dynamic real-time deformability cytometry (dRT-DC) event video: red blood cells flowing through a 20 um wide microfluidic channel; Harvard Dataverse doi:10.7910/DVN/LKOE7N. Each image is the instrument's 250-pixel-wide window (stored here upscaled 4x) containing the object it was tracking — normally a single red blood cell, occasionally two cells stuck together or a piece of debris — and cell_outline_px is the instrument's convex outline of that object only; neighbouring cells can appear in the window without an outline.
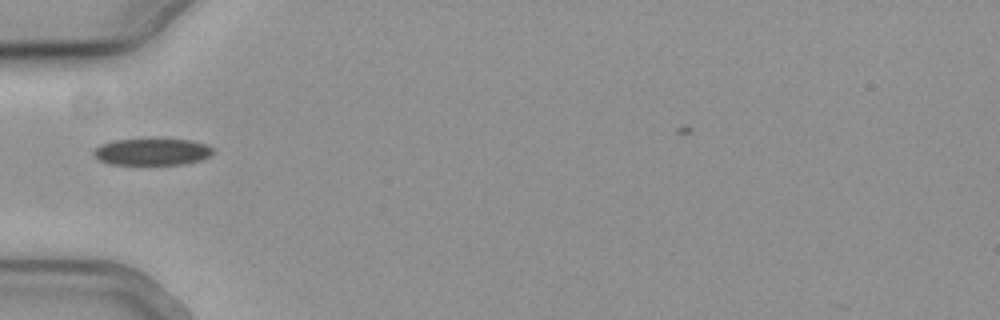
{"species": "common noctule bat (a hibernating species)", "species_latin": "Nyctalus noctula", "temperature_condition": "cold", "stored_images_in_passage": 32, "camera_frame_rate_fps": 3000, "um_per_image_px": 0.085, "animal": {"sex": "female", "body_mass_g": 19.3, "forearm_length_mm": 54.1}, "frame": {"image": 1, "passage_image": 1, "time_ms": 0.0, "image_size_px": [1000, 320], "cell_outline_px": [[212, 156], [200, 160], [184, 164], [108, 164], [92, 156], [92, 152], [100, 144], [116, 140], [156, 136], [192, 140], [204, 144], [212, 148]], "centroid_in_image_um": [12.92, 12.85], "position_along_channel_um": 72.1, "area_um2": 19.48}}
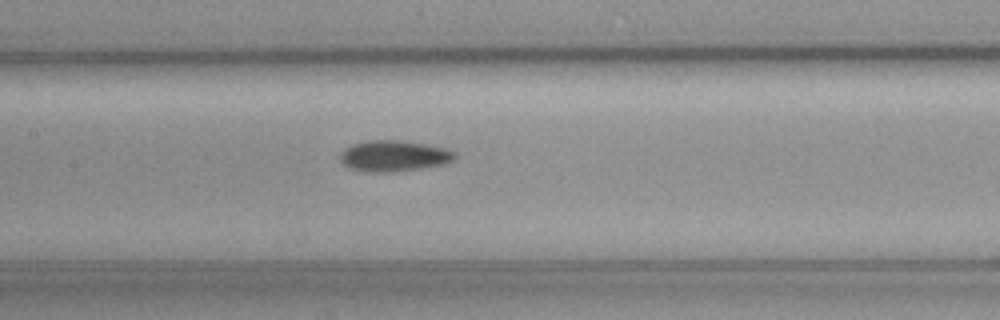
{"frame": {"image": 2, "passage_image": 9, "time_ms": 2.667, "image_size_px": [1000, 320], "cell_outline_px": [[456, 156], [452, 160], [440, 164], [420, 168], [396, 172], [368, 172], [348, 168], [340, 160], [340, 152], [344, 148], [352, 144], [368, 140], [404, 140], [428, 144], [448, 148], [456, 152]], "centroid_in_image_um": [33.46, 13.24], "position_along_channel_um": 173.9, "area_um2": 20.92}}
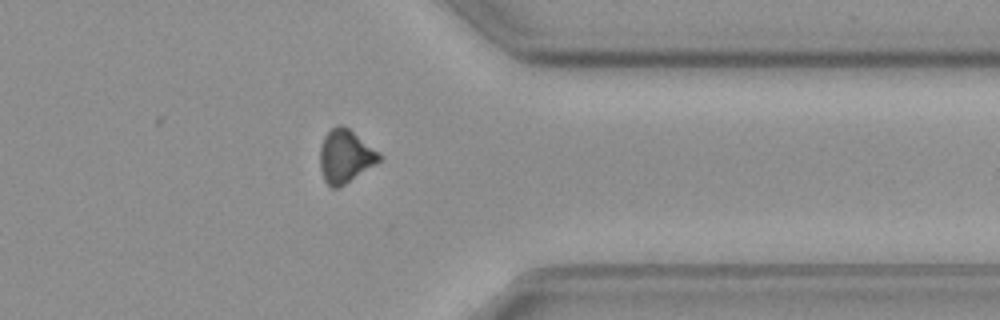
{"frame": {"image": 3, "passage_image": 26, "time_ms": 8.333, "image_size_px": [1000, 320], "cell_outline_px": [[380, 160], [376, 164], [340, 188], [332, 188], [324, 180], [320, 168], [320, 148], [324, 136], [336, 124], [344, 124], [380, 152]], "centroid_in_image_um": [29.35, 13.27], "position_along_channel_um": 382.1, "area_um2": 18.55}, "authors_computed_cell_mechanics": {"area_um2": 19.5364, "velocity_mm_per_s": 3.8205, "shape_relaxation_time_tau1_ms": 5.852, "shape_relaxation_time_tau2_ms": null, "deformation_change_tau1": 0.085, "deformation_change_tau2": null}}